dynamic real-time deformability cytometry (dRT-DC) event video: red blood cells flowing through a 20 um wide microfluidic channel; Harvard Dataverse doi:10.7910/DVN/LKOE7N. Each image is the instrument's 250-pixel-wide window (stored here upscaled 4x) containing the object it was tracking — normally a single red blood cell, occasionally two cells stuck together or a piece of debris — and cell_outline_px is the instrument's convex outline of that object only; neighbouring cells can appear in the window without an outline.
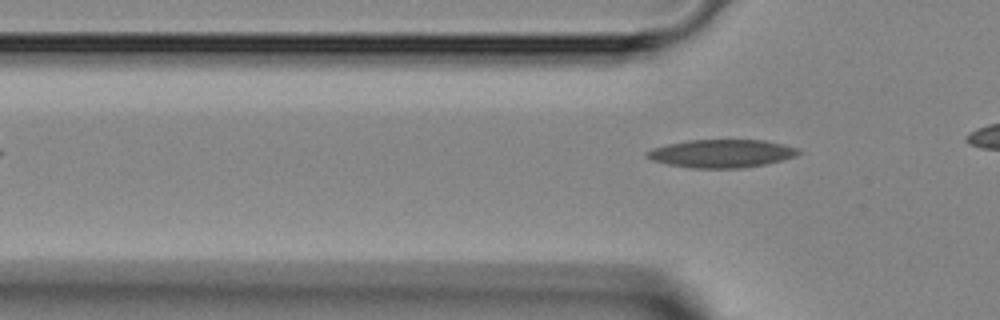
{"species": "Egyptian fruit bat (a non-hibernating species)", "species_latin": "Rousettus aegyptiacus", "temperature_condition": "room temperature", "stored_images_in_passage": 4, "camera_frame_rate_fps": 3000, "um_per_image_px": 0.085, "animal": {"sex": "female"}, "frame": {"image": 1, "passage_image": 4, "time_ms": 4.333, "image_size_px": [1000, 320], "cell_outline_px": [[800, 152], [796, 156], [764, 164], [740, 168], [692, 168], [668, 164], [652, 160], [644, 156], [644, 152], [652, 148], [668, 144], [688, 140], [764, 140], [800, 148]], "centroid_in_image_um": [61.3, 13.04], "position_along_channel_um": 64.5, "area_um2": 24.74}}